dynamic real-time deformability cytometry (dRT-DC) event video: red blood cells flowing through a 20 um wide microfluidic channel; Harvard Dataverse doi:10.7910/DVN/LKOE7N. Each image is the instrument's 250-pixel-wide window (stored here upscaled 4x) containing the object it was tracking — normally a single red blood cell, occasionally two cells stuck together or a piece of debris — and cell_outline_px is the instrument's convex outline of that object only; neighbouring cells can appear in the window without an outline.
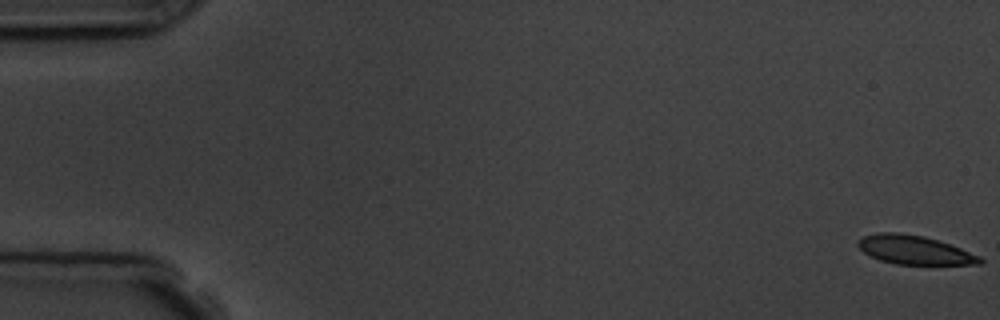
{"species": "common noctule bat (a hibernating species)", "species_latin": "Nyctalus noctula", "temperature_condition": "room temperature", "stored_images_in_passage": 4, "camera_frame_rate_fps": 3000, "um_per_image_px": 0.085, "animal": {"sex": "male", "body_mass_g": 19.5, "forearm_length_mm": 54.6}, "frame": {"image": 1, "passage_image": 1, "time_ms": 0.0, "image_size_px": [1000, 320], "cell_outline_px": [[984, 260], [980, 264], [896, 264], [880, 260], [864, 252], [856, 244], [856, 240], [864, 236], [880, 232], [896, 232], [924, 236], [960, 248], [980, 256]], "centroid_in_image_um": [77.7, 21.24], "position_along_channel_um": 7.3, "area_um2": 20.23}}